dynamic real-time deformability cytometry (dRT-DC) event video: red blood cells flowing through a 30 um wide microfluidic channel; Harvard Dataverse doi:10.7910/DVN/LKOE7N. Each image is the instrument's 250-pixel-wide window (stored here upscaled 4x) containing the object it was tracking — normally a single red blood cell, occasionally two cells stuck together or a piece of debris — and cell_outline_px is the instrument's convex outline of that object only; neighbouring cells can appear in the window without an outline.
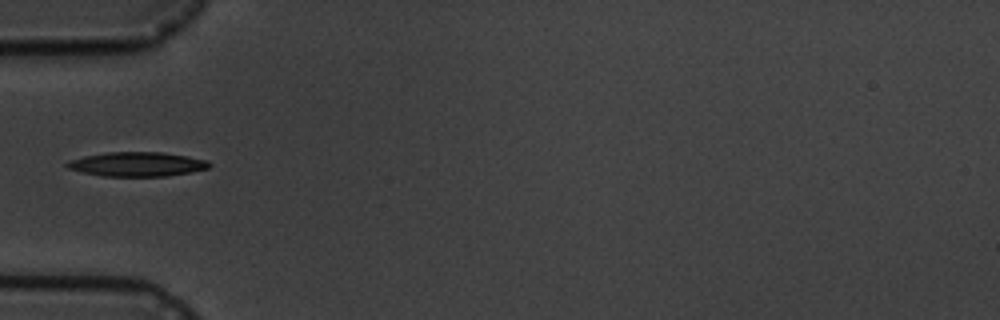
{"species": "common noctule bat (a hibernating species)", "species_latin": "Nyctalus noctula", "temperature_condition": "cold", "stored_images_in_passage": 4, "camera_frame_rate_fps": 3000, "um_per_image_px": 0.085, "animal": {"sex": "male", "body_mass_g": 19.5, "forearm_length_mm": 54.6}, "frame": {"image": 1, "passage_image": 4, "time_ms": 4.0, "image_size_px": [1000, 320], "cell_outline_px": [[212, 164], [208, 168], [192, 172], [168, 176], [104, 176], [84, 172], [68, 168], [64, 164], [68, 160], [84, 156], [108, 152], [164, 152], [188, 156], [208, 160]], "centroid_in_image_um": [11.69, 13.95], "position_along_channel_um": 73.3, "area_um2": 20.23}}